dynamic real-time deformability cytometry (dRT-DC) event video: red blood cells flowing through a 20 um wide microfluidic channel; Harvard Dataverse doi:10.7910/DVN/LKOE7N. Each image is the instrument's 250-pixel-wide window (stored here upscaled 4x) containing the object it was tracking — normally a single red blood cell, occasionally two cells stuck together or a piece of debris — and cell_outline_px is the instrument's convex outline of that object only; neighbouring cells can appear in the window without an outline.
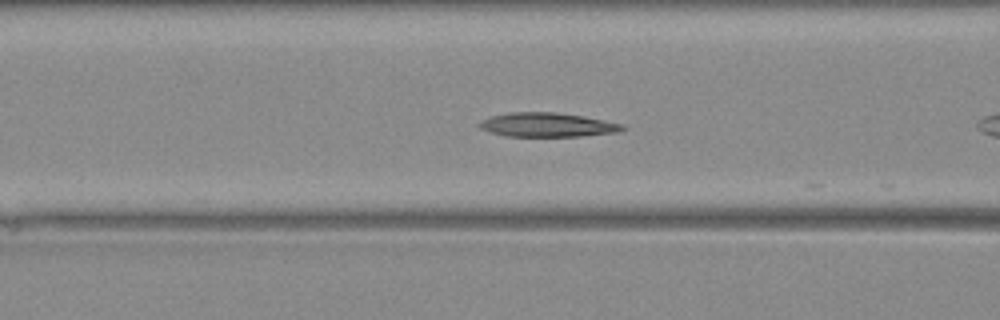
{"species": "Egyptian fruit bat (a non-hibernating species)", "species_latin": "Rousettus aegyptiacus", "temperature_condition": "warm", "stored_images_in_passage": 8, "camera_frame_rate_fps": 3000, "um_per_image_px": 0.085, "animal": {"sex": "female"}, "frame": {"image": 1, "passage_image": 7, "time_ms": 2.0, "image_size_px": [1000, 320], "cell_outline_px": [[628, 128], [620, 132], [580, 136], [504, 136], [480, 128], [476, 124], [492, 116], [512, 112], [556, 112], [584, 116], [624, 124]], "centroid_in_image_um": [46.59, 10.61], "position_along_channel_um": 120.0, "area_um2": 20.11}}